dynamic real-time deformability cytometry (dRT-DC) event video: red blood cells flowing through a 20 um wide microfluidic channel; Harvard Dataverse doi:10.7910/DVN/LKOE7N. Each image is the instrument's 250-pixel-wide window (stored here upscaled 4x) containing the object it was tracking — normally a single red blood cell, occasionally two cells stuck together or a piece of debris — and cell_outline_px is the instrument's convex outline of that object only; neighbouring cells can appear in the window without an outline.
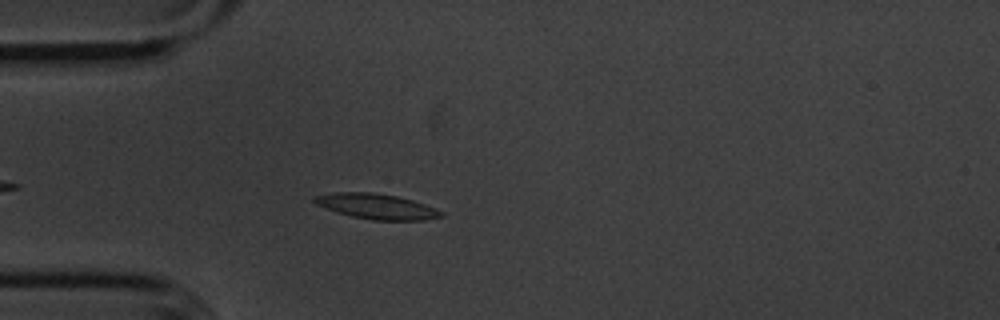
{"species": "common noctule bat (a hibernating species)", "species_latin": "Nyctalus noctula", "temperature_condition": "cold", "stored_images_in_passage": 37, "camera_frame_rate_fps": 3000, "um_per_image_px": 0.085, "animal": {"sex": "male", "body_mass_g": 20.1, "forearm_length_mm": 53.5}, "frame": {"image": 1, "passage_image": 6, "time_ms": 1.667, "image_size_px": [1000, 320], "cell_outline_px": [[444, 216], [424, 220], [372, 220], [352, 216], [336, 212], [316, 204], [312, 200], [312, 196], [336, 192], [372, 192], [396, 196], [412, 200], [436, 208], [444, 212]], "centroid_in_image_um": [32.01, 17.54], "position_along_channel_um": 53.0, "area_um2": 18.67}}
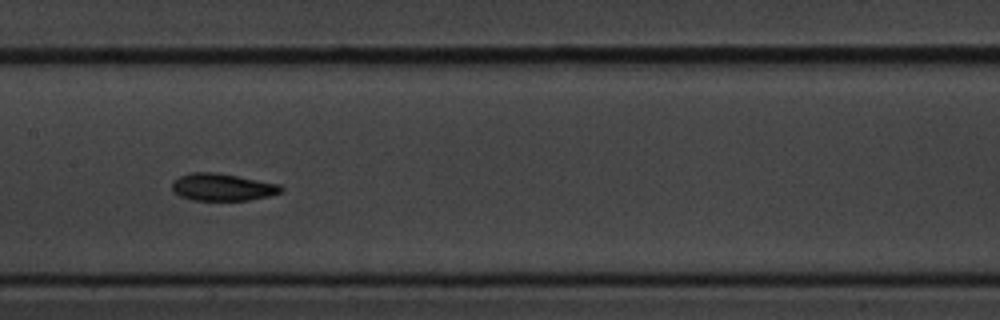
{"frame": {"image": 2, "passage_image": 18, "time_ms": 5.667, "image_size_px": [1000, 320], "cell_outline_px": [[284, 188], [280, 192], [268, 196], [248, 200], [192, 200], [180, 196], [172, 188], [172, 180], [180, 176], [192, 172], [216, 172], [280, 184]], "centroid_in_image_um": [18.89, 15.9], "position_along_channel_um": 188.5, "area_um2": 17.22}}
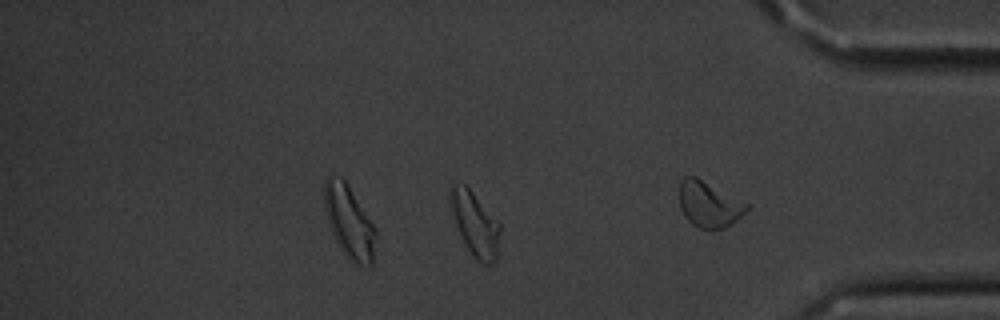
{"frame": {"image": 3, "passage_image": 34, "time_ms": 11.0, "image_size_px": [1000, 320], "cell_outline_px": [[500, 232], [496, 260], [492, 264], [484, 264], [464, 244], [456, 224], [452, 208], [452, 188], [464, 184], [472, 192], [500, 224]], "centroid_in_image_um": [40.44, 19.1], "position_along_channel_um": 394.8, "area_um2": 17.34}, "authors_computed_cell_mechanics": {"area_um2": 17.629, "velocity_mm_per_s": 3.5832, "shape_relaxation_time_tau1_ms": 1.882, "shape_relaxation_time_tau2_ms": 4.3559, "deformation_change_tau1": 0.104, "deformation_change_tau2": 0.1145}}